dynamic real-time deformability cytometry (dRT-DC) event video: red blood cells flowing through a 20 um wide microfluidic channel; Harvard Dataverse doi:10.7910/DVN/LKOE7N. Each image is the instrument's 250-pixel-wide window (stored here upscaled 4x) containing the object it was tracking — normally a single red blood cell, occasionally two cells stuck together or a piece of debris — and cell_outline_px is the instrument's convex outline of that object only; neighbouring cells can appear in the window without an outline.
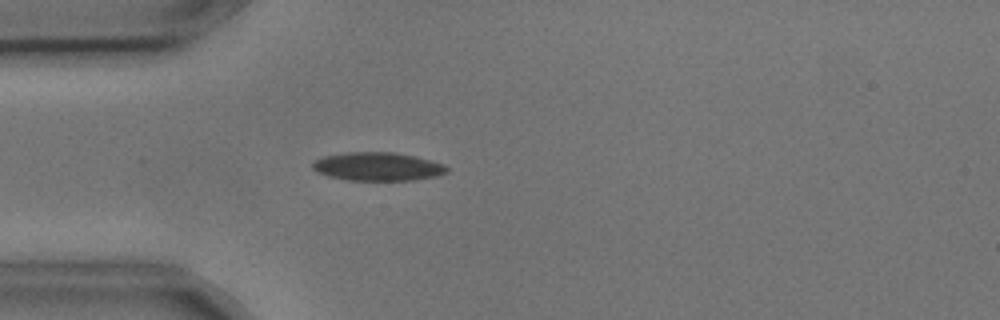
{"species": "common noctule bat (a hibernating species)", "species_latin": "Nyctalus noctula", "temperature_condition": "cold", "stored_images_in_passage": 5, "camera_frame_rate_fps": 3000, "um_per_image_px": 0.085, "animal": {"sex": "male", "body_mass_g": 17.9, "forearm_length_mm": 54.2}, "frame": {"image": 1, "passage_image": 5, "time_ms": 1.333, "image_size_px": [1000, 320], "cell_outline_px": [[448, 172], [436, 176], [412, 180], [348, 180], [328, 176], [312, 168], [312, 164], [316, 160], [324, 156], [348, 152], [396, 152], [416, 156], [444, 164], [448, 168]], "centroid_in_image_um": [32.14, 14.15], "position_along_channel_um": 52.9, "area_um2": 22.14}}